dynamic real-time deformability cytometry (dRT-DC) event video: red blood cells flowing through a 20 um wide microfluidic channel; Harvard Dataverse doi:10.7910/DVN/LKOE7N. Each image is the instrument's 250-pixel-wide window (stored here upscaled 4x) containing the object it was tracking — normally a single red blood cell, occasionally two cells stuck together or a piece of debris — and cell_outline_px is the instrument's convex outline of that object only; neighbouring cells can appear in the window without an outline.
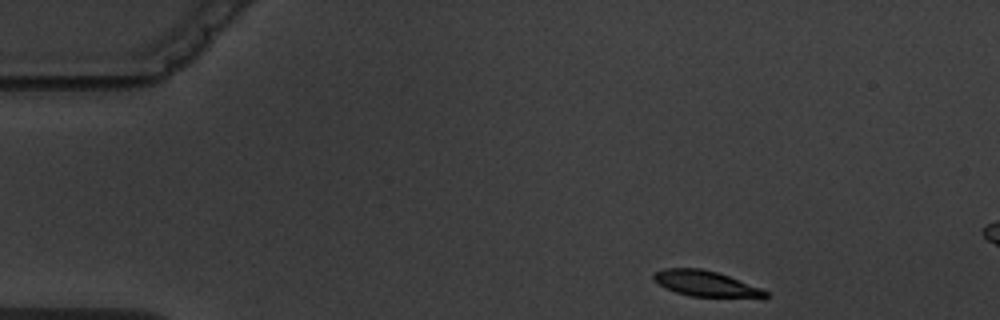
{"species": "common noctule bat (a hibernating species)", "species_latin": "Nyctalus noctula", "temperature_condition": "warm", "stored_images_in_passage": 3, "camera_frame_rate_fps": 3000, "um_per_image_px": 0.085, "animal": {"sex": "male", "body_mass_g": 19.5, "forearm_length_mm": 54.6}, "frame": {"image": 1, "passage_image": 1, "time_ms": 0.0, "image_size_px": [1000, 320], "cell_outline_px": [[768, 296], [764, 300], [692, 296], [676, 292], [664, 288], [652, 280], [652, 272], [664, 268], [700, 268], [716, 272], [728, 276], [760, 288], [768, 292]], "centroid_in_image_um": [60.02, 24.15], "position_along_channel_um": 25.0, "area_um2": 17.34}}